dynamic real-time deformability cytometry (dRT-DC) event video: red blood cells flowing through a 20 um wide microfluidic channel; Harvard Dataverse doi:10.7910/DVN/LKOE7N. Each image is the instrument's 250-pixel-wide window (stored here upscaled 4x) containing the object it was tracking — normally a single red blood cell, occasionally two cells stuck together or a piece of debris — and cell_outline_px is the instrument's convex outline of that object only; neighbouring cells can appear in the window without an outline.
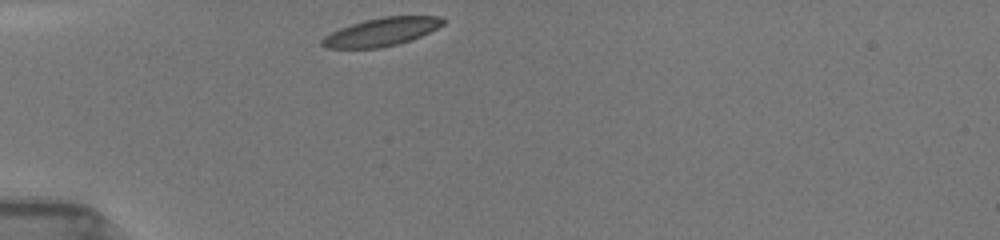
{"species": "common noctule bat (a hibernating species)", "species_latin": "Nyctalus noctula", "temperature_condition": "room temperature", "stored_images_in_passage": 4, "camera_frame_rate_fps": 3000, "um_per_image_px": 0.085, "animal": {"sex": "female", "body_mass_g": 19.5, "forearm_length_mm": 54.1}, "frame": {"image": 1, "passage_image": 1, "time_ms": 0.0, "image_size_px": [1000, 240], "cell_outline_px": [[448, 20], [444, 24], [412, 40], [380, 48], [324, 48], [320, 44], [320, 40], [324, 36], [340, 28], [364, 20], [384, 16], [440, 16]], "centroid_in_image_um": [32.42, 2.71], "position_along_channel_um": 52.6, "area_um2": 19.88}}
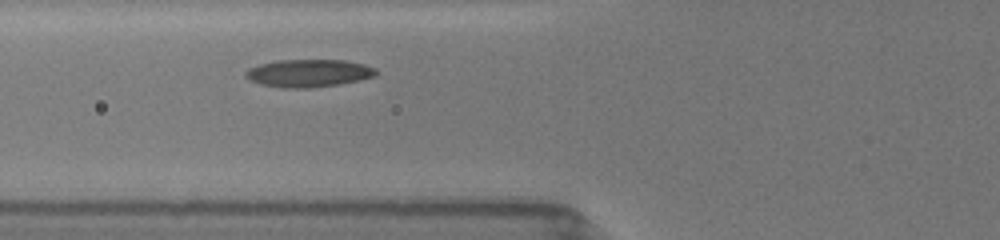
{"frame": {"image": 2, "passage_image": 4, "time_ms": 1.667, "image_size_px": [1000, 240], "cell_outline_px": [[376, 76], [360, 80], [340, 84], [308, 88], [284, 88], [260, 84], [248, 80], [244, 76], [244, 72], [248, 68], [260, 64], [276, 60], [344, 60], [364, 64], [376, 68]], "centroid_in_image_um": [26.2, 6.22], "position_along_channel_um": 99.6, "area_um2": 21.21}}